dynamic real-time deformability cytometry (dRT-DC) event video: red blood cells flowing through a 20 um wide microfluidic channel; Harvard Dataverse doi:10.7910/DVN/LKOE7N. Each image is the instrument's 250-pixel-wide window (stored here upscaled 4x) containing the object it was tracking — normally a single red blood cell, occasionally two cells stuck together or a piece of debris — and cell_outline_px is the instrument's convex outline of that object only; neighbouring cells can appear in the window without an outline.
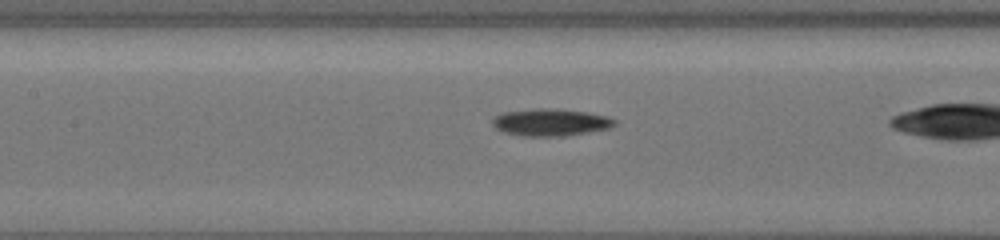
{"species": "common noctule bat (a hibernating species)", "species_latin": "Nyctalus noctula", "temperature_condition": "cold", "stored_images_in_passage": 20, "camera_frame_rate_fps": 3000, "um_per_image_px": 0.085, "animal": {"sex": "female", "body_mass_g": 19.5, "forearm_length_mm": 54.1}, "frame": {"image": 1, "passage_image": 9, "time_ms": 2.667, "image_size_px": [1000, 240], "cell_outline_px": [[616, 124], [608, 128], [568, 136], [524, 136], [504, 132], [496, 128], [492, 124], [492, 120], [500, 112], [536, 108], [560, 108], [588, 112], [608, 116], [616, 120]], "centroid_in_image_um": [46.8, 10.38], "position_along_channel_um": 160.6, "area_um2": 19.59}}